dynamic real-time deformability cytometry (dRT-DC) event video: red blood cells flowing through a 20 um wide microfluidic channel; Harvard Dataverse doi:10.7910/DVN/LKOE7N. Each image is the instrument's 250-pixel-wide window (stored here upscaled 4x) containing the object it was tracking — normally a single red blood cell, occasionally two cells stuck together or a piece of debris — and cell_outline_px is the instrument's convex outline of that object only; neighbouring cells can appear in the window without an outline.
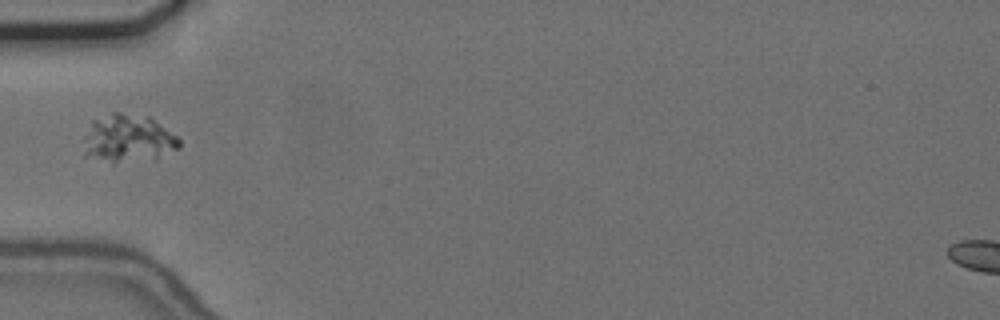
{"species": "common noctule bat (a hibernating species)", "species_latin": "Nyctalus noctula", "temperature_condition": "cold", "stored_images_in_passage": 38, "camera_frame_rate_fps": 3000, "um_per_image_px": 0.085, "animal": {"sex": "female", "body_mass_g": 24.6, "forearm_length_mm": 56.2}, "frame": {"image": 1, "passage_image": 1, "time_ms": 0.0, "image_size_px": [1000, 320], "cell_outline_px": [[180, 148], [156, 160], [112, 164], [84, 156], [84, 140], [92, 120], [112, 112], [120, 112], [148, 116], [176, 136], [180, 140]], "centroid_in_image_um": [10.89, 11.82], "position_along_channel_um": 74.1, "area_um2": 27.28}}
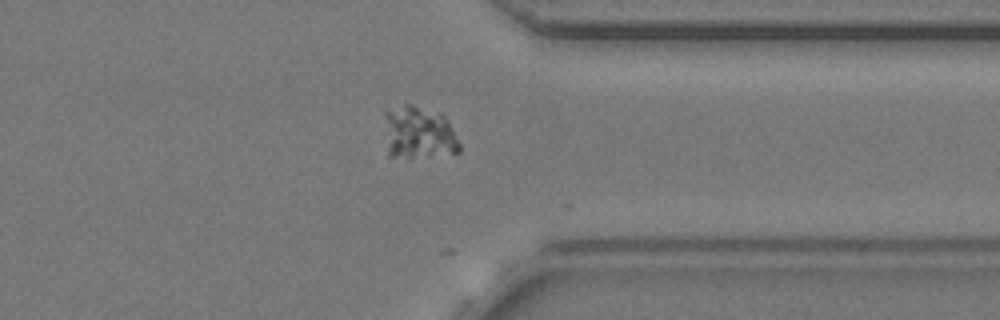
{"frame": {"image": 2, "passage_image": 26, "time_ms": 8.333, "image_size_px": [1000, 320], "cell_outline_px": [[460, 152], [408, 160], [388, 156], [384, 116], [384, 112], [404, 104], [412, 104], [440, 112], [444, 116], [460, 144]], "centroid_in_image_um": [35.56, 11.32], "position_along_channel_um": 375.8, "area_um2": 23.58}}
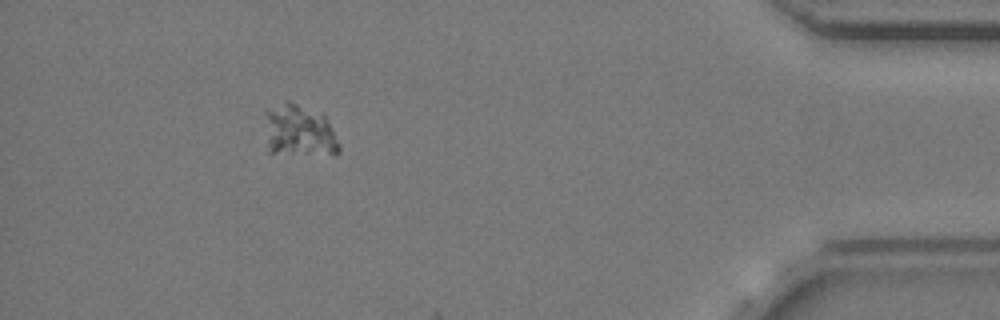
{"frame": {"image": 3, "passage_image": 33, "time_ms": 10.667, "image_size_px": [1000, 320], "cell_outline_px": [[340, 152], [268, 152], [264, 112], [264, 108], [284, 100], [288, 100], [324, 112], [340, 148]], "centroid_in_image_um": [25.34, 10.99], "position_along_channel_um": 409.9, "area_um2": 22.37}}